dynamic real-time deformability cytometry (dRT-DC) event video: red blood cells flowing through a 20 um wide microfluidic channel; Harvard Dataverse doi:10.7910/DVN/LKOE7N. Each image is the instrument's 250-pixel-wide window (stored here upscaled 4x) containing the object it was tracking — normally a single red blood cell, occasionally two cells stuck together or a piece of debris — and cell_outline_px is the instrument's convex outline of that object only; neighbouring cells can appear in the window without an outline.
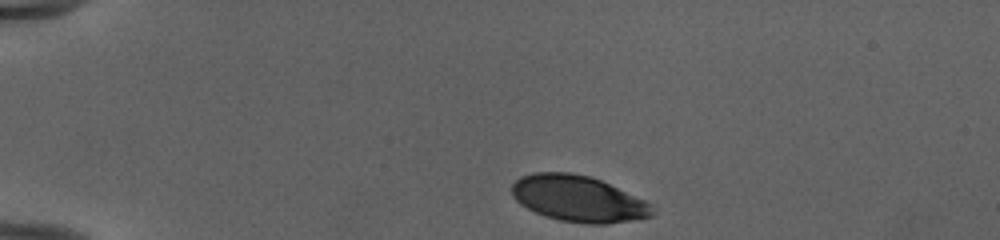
{"species": "human", "species_latin": "Homo sapiens", "temperature_condition": "cold", "stored_images_in_passage": 36, "camera_frame_rate_fps": 3000, "um_per_image_px": 0.085, "donor": {"sex": "female"}, "frame": {"image": 1, "passage_image": 1, "time_ms": 0.0, "image_size_px": [1000, 240], "cell_outline_px": [[656, 212], [652, 216], [636, 220], [604, 224], [584, 224], [560, 220], [544, 216], [520, 204], [512, 196], [512, 184], [520, 176], [532, 172], [572, 172], [588, 176], [600, 180], [644, 200], [652, 204]], "centroid_in_image_um": [49.16, 16.9], "position_along_channel_um": 35.8, "area_um2": 37.92}}
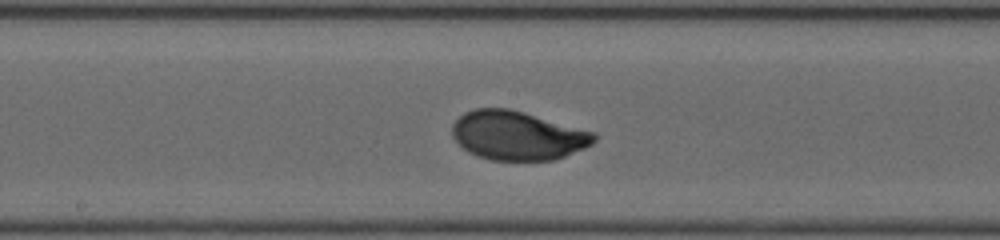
{"frame": {"image": 2, "passage_image": 19, "time_ms": 6.0, "image_size_px": [1000, 240], "cell_outline_px": [[596, 140], [592, 144], [584, 148], [564, 156], [552, 160], [492, 160], [476, 156], [468, 152], [452, 136], [452, 124], [464, 112], [476, 108], [508, 108], [524, 112], [596, 132]], "centroid_in_image_um": [43.99, 11.51], "position_along_channel_um": 204.2, "area_um2": 40.46}}
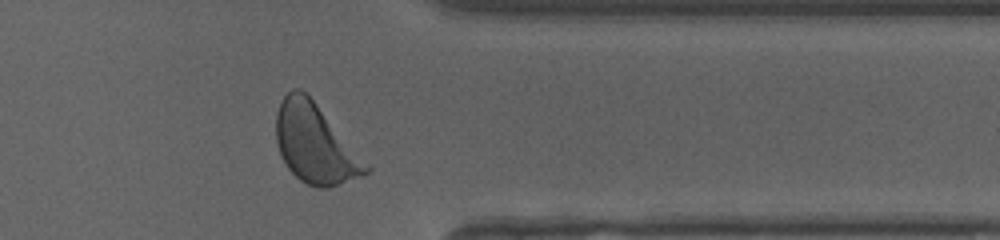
{"frame": {"image": 3, "passage_image": 33, "time_ms": 10.667, "image_size_px": [1000, 240], "cell_outline_px": [[372, 172], [328, 188], [316, 188], [300, 180], [288, 168], [280, 152], [276, 140], [276, 112], [284, 96], [292, 88], [300, 88], [316, 104], [372, 168]], "centroid_in_image_um": [26.78, 12.24], "position_along_channel_um": 384.6, "area_um2": 40.81}, "authors_computed_cell_mechanics": {"area_um2": 40.171, "velocity_mm_per_s": 3.9563, "shape_relaxation_time_tau1_ms": 2.847, "shape_relaxation_time_tau2_ms": null, "deformation_change_tau1": 0.1473, "deformation_change_tau2": null}}